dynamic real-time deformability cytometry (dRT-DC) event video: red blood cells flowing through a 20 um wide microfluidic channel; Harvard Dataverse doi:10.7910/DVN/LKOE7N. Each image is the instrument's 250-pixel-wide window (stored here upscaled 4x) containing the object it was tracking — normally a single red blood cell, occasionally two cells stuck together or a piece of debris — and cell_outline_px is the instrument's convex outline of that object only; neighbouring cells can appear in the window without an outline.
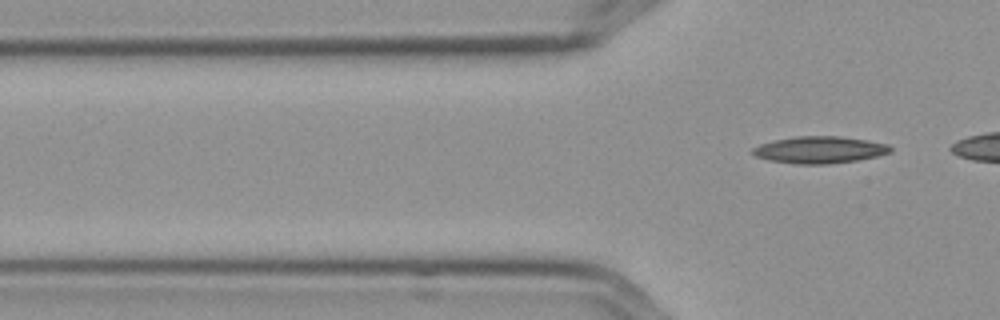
{"species": "Egyptian fruit bat (a non-hibernating species)", "species_latin": "Rousettus aegyptiacus", "temperature_condition": "cold", "stored_images_in_passage": 8, "segment_of_instrument_passage": [2, 2], "camera_frame_rate_fps": 3000, "um_per_image_px": 0.085, "frame": {"image": 1, "passage_image": 8, "time_ms": 2.333, "image_size_px": [1000, 320], "cell_outline_px": [[892, 152], [876, 156], [856, 160], [828, 164], [796, 164], [768, 160], [756, 156], [752, 152], [752, 148], [760, 144], [772, 140], [796, 136], [840, 136], [868, 140], [888, 144], [892, 148]], "centroid_in_image_um": [69.66, 12.73], "position_along_channel_um": 56.1, "area_um2": 21.68}}